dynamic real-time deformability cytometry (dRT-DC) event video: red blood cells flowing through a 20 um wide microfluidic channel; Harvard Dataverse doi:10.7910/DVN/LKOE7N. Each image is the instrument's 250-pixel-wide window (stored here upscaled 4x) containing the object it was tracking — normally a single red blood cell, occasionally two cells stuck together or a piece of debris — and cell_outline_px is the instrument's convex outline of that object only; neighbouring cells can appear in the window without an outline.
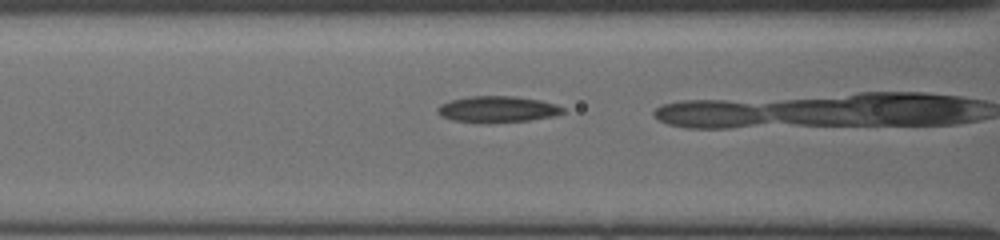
{"species": "common noctule bat (a hibernating species)", "species_latin": "Nyctalus noctula", "temperature_condition": "cold", "stored_images_in_passage": 17, "camera_frame_rate_fps": 3000, "um_per_image_px": 0.085, "animal": {"sex": "female", "body_mass_g": 19.5, "forearm_length_mm": 54.1}, "frame": {"image": 1, "passage_image": 15, "time_ms": 5.667, "image_size_px": [1000, 240], "cell_outline_px": [[564, 112], [552, 116], [528, 120], [452, 120], [436, 112], [436, 108], [440, 104], [452, 100], [472, 96], [516, 96], [540, 100], [556, 104], [564, 108]], "centroid_in_image_um": [42.31, 9.23], "position_along_channel_um": 124.3, "area_um2": 18.15}}